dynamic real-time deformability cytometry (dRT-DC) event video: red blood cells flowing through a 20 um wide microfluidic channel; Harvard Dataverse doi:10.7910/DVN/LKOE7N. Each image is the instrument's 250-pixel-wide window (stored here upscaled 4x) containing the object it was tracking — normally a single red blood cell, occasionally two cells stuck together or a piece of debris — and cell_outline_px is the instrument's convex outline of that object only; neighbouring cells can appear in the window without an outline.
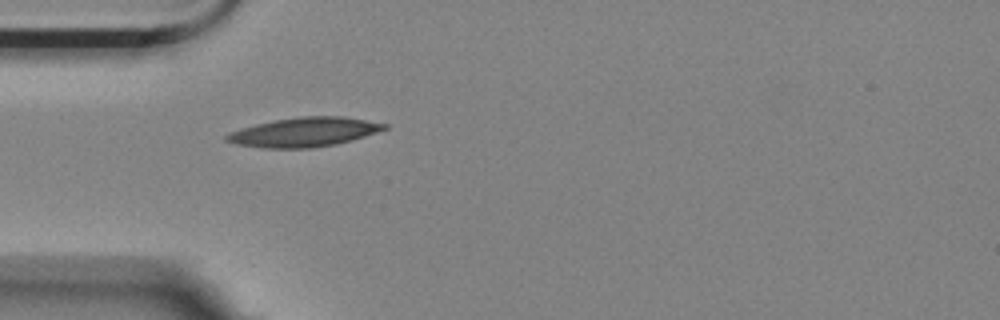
{"species": "Egyptian fruit bat (a non-hibernating species)", "species_latin": "Rousettus aegyptiacus", "temperature_condition": "room temperature", "stored_images_in_passage": 2, "camera_frame_rate_fps": 3000, "um_per_image_px": 0.085, "animal": {"sex": "female"}, "frame": {"image": 1, "passage_image": 2, "time_ms": 0.333, "image_size_px": [1000, 320], "cell_outline_px": [[388, 128], [352, 140], [336, 144], [312, 148], [264, 148], [236, 144], [224, 140], [224, 136], [240, 128], [256, 124], [276, 120], [300, 116], [344, 116], [388, 124]], "centroid_in_image_um": [25.85, 11.23], "position_along_channel_um": 59.1, "area_um2": 26.82}}